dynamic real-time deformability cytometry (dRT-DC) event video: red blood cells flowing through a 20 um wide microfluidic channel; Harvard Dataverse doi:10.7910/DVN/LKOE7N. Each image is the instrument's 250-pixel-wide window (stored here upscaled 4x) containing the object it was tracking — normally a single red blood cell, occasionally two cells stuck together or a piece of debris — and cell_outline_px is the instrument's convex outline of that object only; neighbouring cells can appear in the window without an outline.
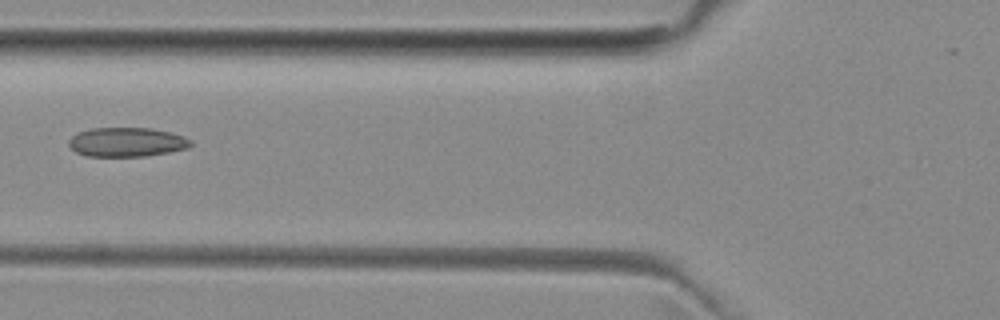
{"species": "common noctule bat (a hibernating species)", "species_latin": "Nyctalus noctula", "temperature_condition": "room temperature", "stored_images_in_passage": 3, "camera_frame_rate_fps": 3000, "um_per_image_px": 0.085, "animal": {"sex": "female", "body_mass_g": 29.2, "forearm_length_mm": 56.3}, "frame": {"image": 1, "passage_image": 3, "time_ms": 2.333, "image_size_px": [1000, 320], "cell_outline_px": [[192, 144], [188, 148], [168, 152], [144, 156], [88, 156], [76, 152], [68, 144], [68, 140], [72, 136], [80, 132], [92, 128], [152, 128], [184, 136]], "centroid_in_image_um": [10.76, 12.08], "position_along_channel_um": 115.0, "area_um2": 20.52}}